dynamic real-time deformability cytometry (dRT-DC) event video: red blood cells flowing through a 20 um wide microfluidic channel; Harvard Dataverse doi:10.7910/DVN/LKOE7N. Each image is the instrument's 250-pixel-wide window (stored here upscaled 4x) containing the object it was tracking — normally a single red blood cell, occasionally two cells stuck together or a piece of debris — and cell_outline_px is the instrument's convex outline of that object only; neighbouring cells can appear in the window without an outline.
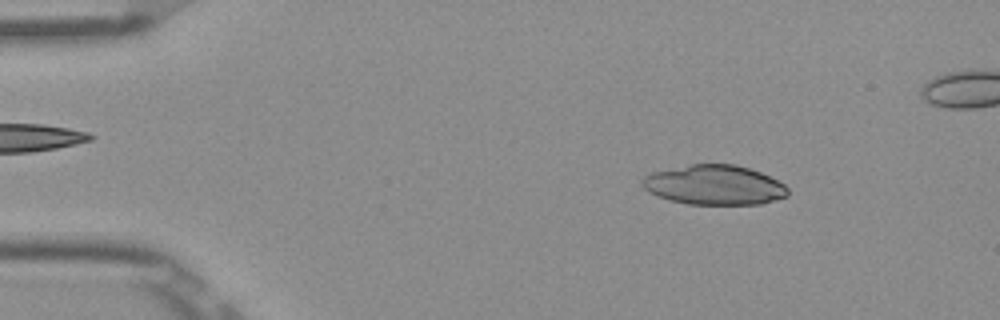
{"species": "Egyptian fruit bat (a non-hibernating species)", "species_latin": "Rousettus aegyptiacus", "temperature_condition": "room temperature", "stored_images_in_passage": 52, "camera_frame_rate_fps": 3000, "um_per_image_px": 0.085, "frame": {"image": 1, "passage_image": 7, "time_ms": 2.0, "image_size_px": [1000, 320], "cell_outline_px": [[788, 196], [776, 200], [760, 204], [688, 204], [668, 200], [656, 196], [648, 192], [640, 184], [640, 180], [644, 176], [652, 172], [692, 164], [736, 164], [760, 172], [784, 184], [788, 188]], "centroid_in_image_um": [60.68, 15.73], "position_along_channel_um": 24.3, "area_um2": 33.81}}
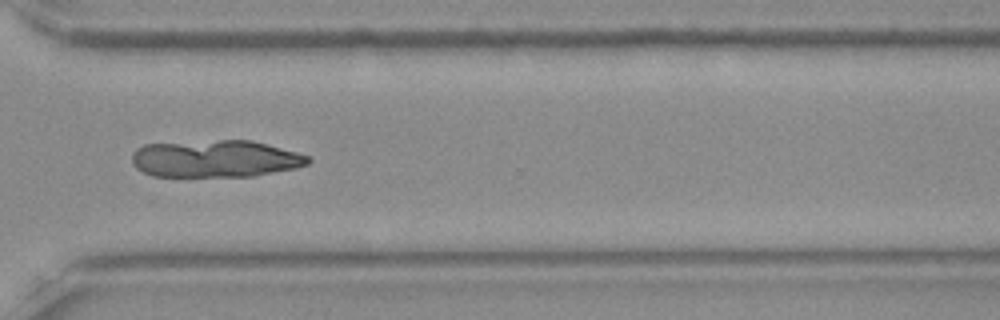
{"frame": {"image": 2, "passage_image": 38, "time_ms": 12.333, "image_size_px": [1000, 320], "cell_outline_px": [[312, 160], [308, 164], [296, 168], [252, 176], [152, 176], [136, 168], [132, 164], [132, 152], [136, 148], [144, 144], [220, 140], [252, 140], [296, 152], [308, 156]], "centroid_in_image_um": [18.28, 13.49], "position_along_channel_um": 352.3, "area_um2": 38.15}}
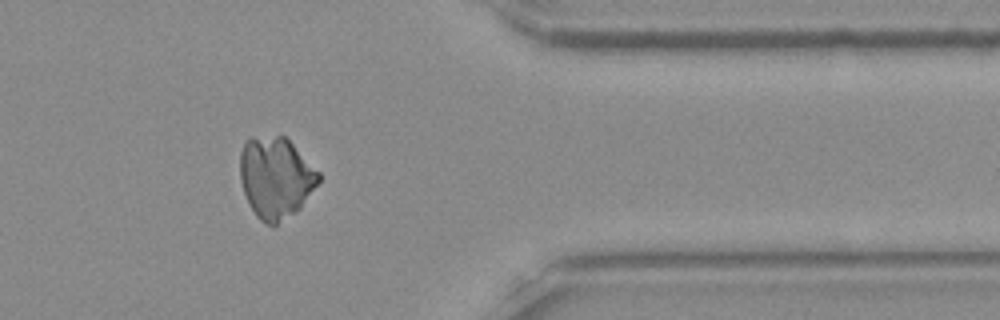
{"frame": {"image": 3, "passage_image": 42, "time_ms": 13.667, "image_size_px": [1000, 320], "cell_outline_px": [[320, 180], [300, 208], [296, 212], [276, 224], [264, 224], [256, 216], [248, 204], [240, 180], [240, 152], [244, 140], [252, 136], [284, 136], [320, 172]], "centroid_in_image_um": [23.41, 15.08], "position_along_channel_um": 388.0, "area_um2": 37.28}}